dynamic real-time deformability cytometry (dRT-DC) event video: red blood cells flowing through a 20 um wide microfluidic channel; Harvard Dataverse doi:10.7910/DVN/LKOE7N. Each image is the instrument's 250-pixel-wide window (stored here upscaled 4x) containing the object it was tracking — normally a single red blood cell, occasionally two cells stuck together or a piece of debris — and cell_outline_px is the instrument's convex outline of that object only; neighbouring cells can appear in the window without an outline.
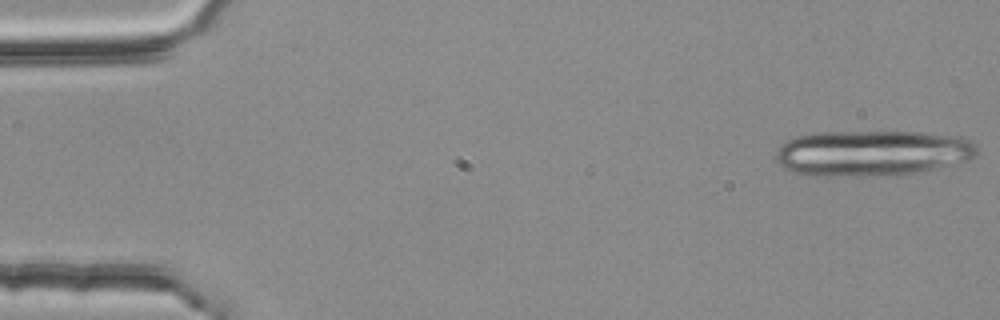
{"species": "common noctule bat (a hibernating species)", "species_latin": "Nyctalus noctula", "temperature_condition": "room temperature", "stored_images_in_passage": 4, "camera_frame_rate_fps": 3000, "um_per_image_px": 0.085, "animal": {"sex": "female", "body_mass_g": 25.1}, "frame": {"image": 1, "passage_image": 1, "time_ms": 0.0, "image_size_px": [1000, 320], "cell_outline_px": [[980, 152], [972, 160], [936, 168], [916, 172], [876, 176], [816, 176], [796, 172], [784, 168], [776, 160], [776, 152], [788, 140], [796, 136], [812, 132], [920, 132], [964, 136], [972, 140], [976, 144]], "centroid_in_image_um": [74.22, 13.0], "position_along_channel_um": 10.8, "area_um2": 54.1}}